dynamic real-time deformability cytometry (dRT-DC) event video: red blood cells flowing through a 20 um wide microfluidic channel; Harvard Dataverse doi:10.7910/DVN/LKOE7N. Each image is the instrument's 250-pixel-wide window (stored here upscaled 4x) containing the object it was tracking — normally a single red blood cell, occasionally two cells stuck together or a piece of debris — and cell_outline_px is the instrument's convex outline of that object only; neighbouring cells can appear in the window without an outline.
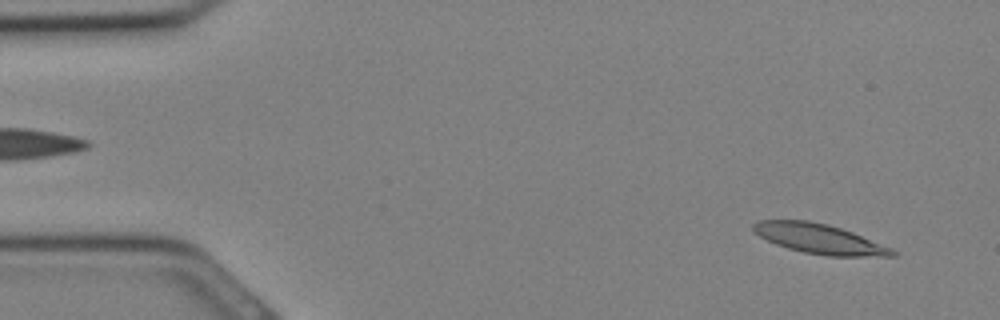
{"species": "Egyptian fruit bat (a non-hibernating species)", "species_latin": "Rousettus aegyptiacus", "temperature_condition": "cold", "stored_images_in_passage": 31, "camera_frame_rate_fps": 3000, "um_per_image_px": 0.085, "animal": {"sex": "female"}, "frame": {"image": 1, "passage_image": 2, "time_ms": 0.333, "image_size_px": [1000, 320], "cell_outline_px": [[896, 256], [828, 256], [804, 252], [788, 248], [776, 244], [752, 232], [752, 224], [760, 220], [808, 220], [828, 224], [852, 232], [892, 248], [896, 252]], "centroid_in_image_um": [69.62, 20.29], "position_along_channel_um": 15.4, "area_um2": 23.99}}
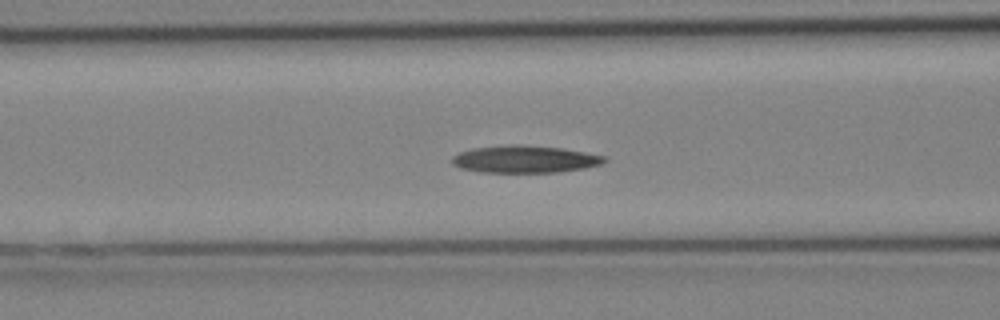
{"frame": {"image": 2, "passage_image": 12, "time_ms": 3.667, "image_size_px": [1000, 320], "cell_outline_px": [[608, 160], [600, 164], [584, 168], [560, 172], [480, 172], [460, 168], [452, 164], [452, 156], [460, 152], [472, 148], [508, 144], [524, 144], [564, 148], [608, 156]], "centroid_in_image_um": [44.63, 13.52], "position_along_channel_um": 122.0, "area_um2": 24.57}}
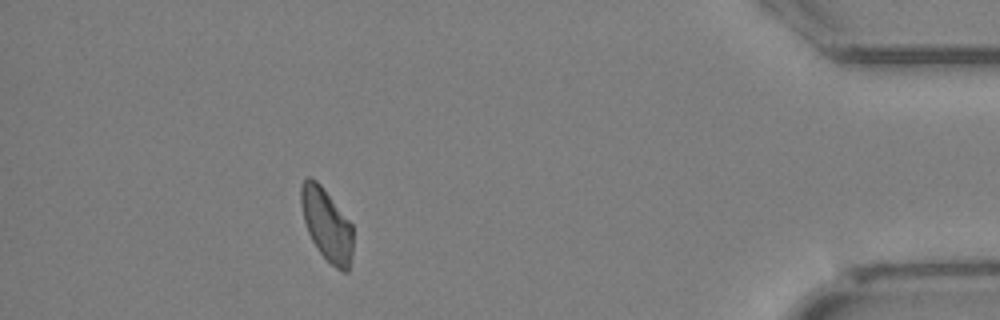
{"frame": {"image": 3, "passage_image": 28, "time_ms": 9.0, "image_size_px": [1000, 320], "cell_outline_px": [[352, 252], [348, 272], [344, 272], [336, 268], [320, 252], [312, 240], [308, 232], [304, 220], [300, 204], [300, 184], [308, 176], [312, 176], [320, 184], [352, 224]], "centroid_in_image_um": [27.75, 19.06], "position_along_channel_um": 407.5, "area_um2": 21.73}}